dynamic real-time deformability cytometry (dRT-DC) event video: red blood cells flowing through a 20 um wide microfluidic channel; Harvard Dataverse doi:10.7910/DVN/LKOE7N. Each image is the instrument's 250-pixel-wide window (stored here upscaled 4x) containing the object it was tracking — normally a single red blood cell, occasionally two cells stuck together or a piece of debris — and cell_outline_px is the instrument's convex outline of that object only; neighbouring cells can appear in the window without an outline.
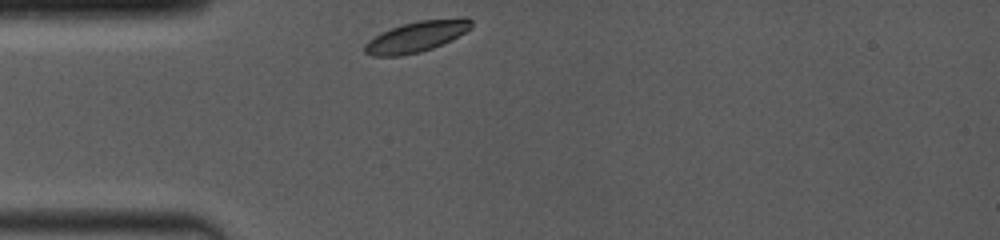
{"species": "common noctule bat (a hibernating species)", "species_latin": "Nyctalus noctula", "temperature_condition": "room temperature", "stored_images_in_passage": 20, "camera_frame_rate_fps": 4000, "um_per_image_px": 0.085, "animal": {"sex": "female", "body_mass_g": 19.0, "forearm_length_mm": 53.3}, "frame": {"image": 1, "passage_image": 1, "time_ms": 0.0, "image_size_px": [1000, 240], "cell_outline_px": [[472, 28], [432, 48], [420, 52], [400, 56], [372, 56], [364, 52], [364, 44], [368, 40], [380, 32], [404, 24], [420, 20], [464, 16], [472, 20]], "centroid_in_image_um": [35.39, 3.1], "position_along_channel_um": 49.6, "area_um2": 19.07}}
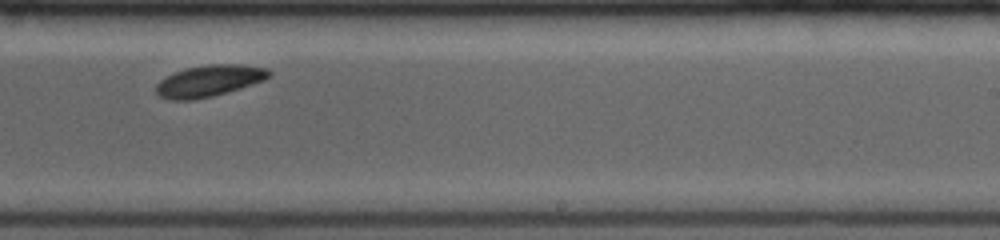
{"frame": {"image": 2, "passage_image": 12, "time_ms": 6.0, "image_size_px": [1000, 240], "cell_outline_px": [[272, 72], [264, 80], [240, 88], [212, 96], [196, 100], [168, 100], [160, 96], [156, 92], [156, 84], [160, 80], [176, 72], [188, 68], [208, 64], [240, 64], [268, 68]], "centroid_in_image_um": [17.78, 6.87], "position_along_channel_um": 271.2, "area_um2": 20.58}}
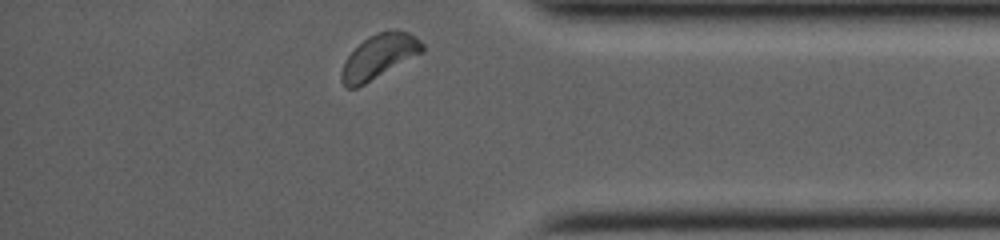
{"frame": {"image": 3, "passage_image": 20, "time_ms": 9.5, "image_size_px": [1000, 240], "cell_outline_px": [[424, 52], [364, 84], [356, 88], [344, 88], [340, 80], [340, 72], [344, 60], [368, 36], [380, 32], [408, 32], [416, 36], [424, 44]], "centroid_in_image_um": [32.2, 4.84], "position_along_channel_um": 403.0, "area_um2": 20.58}, "authors_computed_cell_mechanics": {"area_um2": 19.7676, "velocity_mm_per_s": 3.9058, "shape_relaxation_time_tau1_ms": 0.6289, "shape_relaxation_time_tau2_ms": null, "deformation_change_tau1": 0.0443, "deformation_change_tau2": null}}